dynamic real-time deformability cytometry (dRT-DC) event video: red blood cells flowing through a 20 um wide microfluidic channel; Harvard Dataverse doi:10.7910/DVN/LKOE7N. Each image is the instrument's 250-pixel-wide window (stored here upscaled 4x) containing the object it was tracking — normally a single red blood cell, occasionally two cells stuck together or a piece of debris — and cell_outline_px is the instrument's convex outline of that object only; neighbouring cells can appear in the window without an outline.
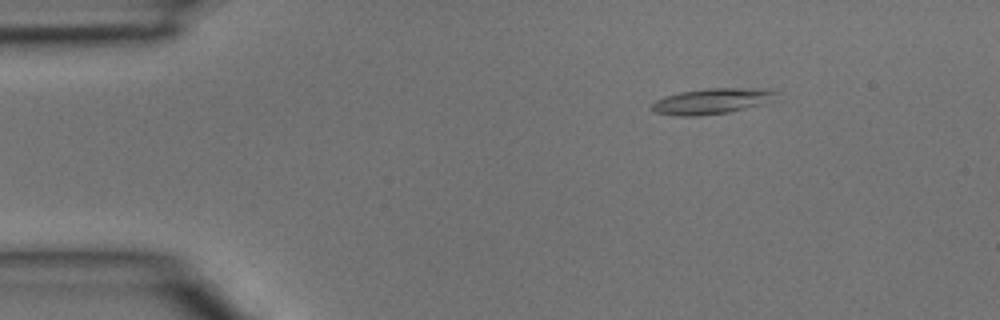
{"species": "common noctule bat (a hibernating species)", "species_latin": "Nyctalus noctula", "temperature_condition": "room temperature", "stored_images_in_passage": 4, "camera_frame_rate_fps": 3000, "um_per_image_px": 0.085, "animal": {"sex": "male", "body_mass_g": 15.6}, "frame": {"image": 1, "passage_image": 1, "time_ms": 0.0, "image_size_px": [1000, 320], "cell_outline_px": [[780, 92], [760, 104], [728, 112], [700, 116], [672, 116], [656, 112], [652, 108], [652, 104], [656, 100], [664, 96], [680, 92], [708, 88], [768, 88]], "centroid_in_image_um": [60.45, 8.59], "position_along_channel_um": 24.5, "area_um2": 18.38}}
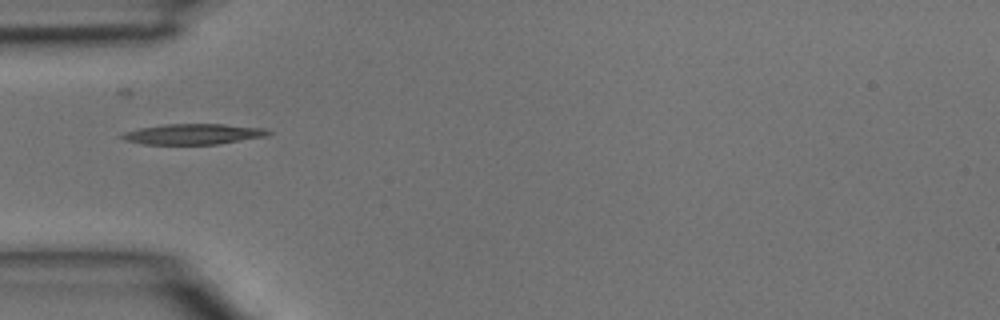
{"frame": {"image": 2, "passage_image": 3, "time_ms": 0.667, "image_size_px": [1000, 320], "cell_outline_px": [[272, 132], [268, 136], [216, 144], [144, 144], [124, 140], [120, 136], [124, 132], [140, 128], [164, 124], [224, 124], [264, 128]], "centroid_in_image_um": [16.44, 11.39], "position_along_channel_um": 68.6, "area_um2": 17.46}}